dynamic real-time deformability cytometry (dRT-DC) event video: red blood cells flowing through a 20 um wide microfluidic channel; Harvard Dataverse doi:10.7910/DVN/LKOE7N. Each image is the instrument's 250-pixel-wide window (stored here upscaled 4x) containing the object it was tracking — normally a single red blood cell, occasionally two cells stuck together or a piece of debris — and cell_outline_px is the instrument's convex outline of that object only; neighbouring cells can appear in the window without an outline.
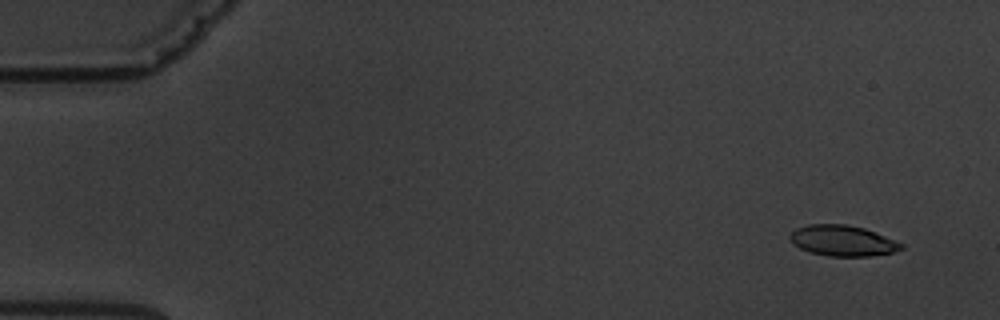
{"species": "common noctule bat (a hibernating species)", "species_latin": "Nyctalus noctula", "temperature_condition": "warm", "stored_images_in_passage": 5, "camera_frame_rate_fps": 3000, "um_per_image_px": 0.085, "animal": {"sex": "male", "body_mass_g": 19.5, "forearm_length_mm": 54.6}, "frame": {"image": 1, "passage_image": 1, "time_ms": 0.0, "image_size_px": [1000, 320], "cell_outline_px": [[904, 248], [892, 252], [868, 256], [828, 256], [808, 252], [800, 248], [788, 236], [796, 228], [808, 224], [844, 224], [864, 228], [904, 244]], "centroid_in_image_um": [71.61, 20.46], "position_along_channel_um": 13.4, "area_um2": 19.71}}
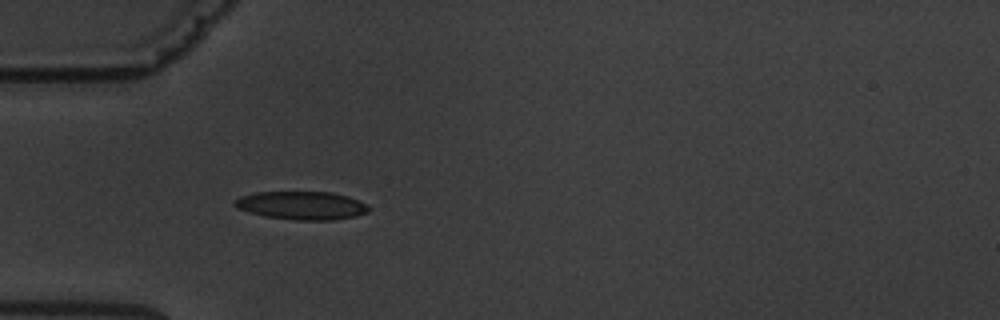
{"frame": {"image": 2, "passage_image": 5, "time_ms": 4.667, "image_size_px": [1000, 320], "cell_outline_px": [[368, 212], [356, 216], [332, 220], [296, 220], [264, 216], [248, 212], [236, 208], [232, 204], [232, 200], [240, 196], [256, 192], [332, 192], [348, 196], [368, 204]], "centroid_in_image_um": [25.6, 17.46], "position_along_channel_um": 59.4, "area_um2": 22.25}}